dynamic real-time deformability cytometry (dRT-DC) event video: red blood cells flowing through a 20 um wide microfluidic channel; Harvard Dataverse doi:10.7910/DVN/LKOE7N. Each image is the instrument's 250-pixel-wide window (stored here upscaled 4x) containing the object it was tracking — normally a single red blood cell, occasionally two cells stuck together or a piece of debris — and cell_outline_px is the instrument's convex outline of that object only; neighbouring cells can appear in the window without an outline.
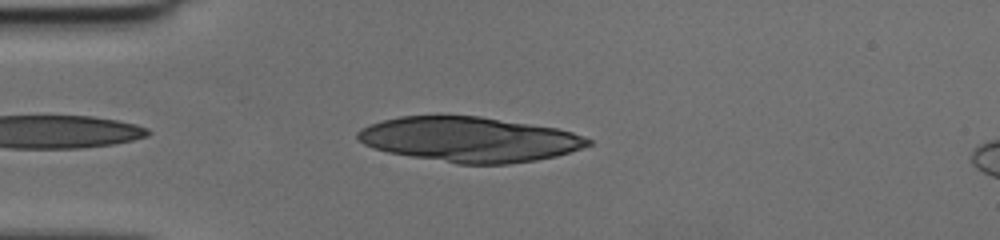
{"species": "human", "species_latin": "Homo sapiens", "temperature_condition": "cold", "stored_images_in_passage": 36, "camera_frame_rate_fps": 3000, "um_per_image_px": 0.085, "donor": {"sex": "female"}, "frame": {"image": 1, "passage_image": 3, "time_ms": 0.667, "image_size_px": [1000, 240], "cell_outline_px": [[592, 144], [556, 156], [536, 160], [508, 164], [460, 164], [388, 152], [364, 144], [356, 140], [356, 132], [360, 128], [384, 120], [400, 116], [480, 116], [556, 128], [572, 132], [584, 136], [592, 140]], "centroid_in_image_um": [39.9, 11.85], "position_along_channel_um": 45.1, "area_um2": 60.0}}